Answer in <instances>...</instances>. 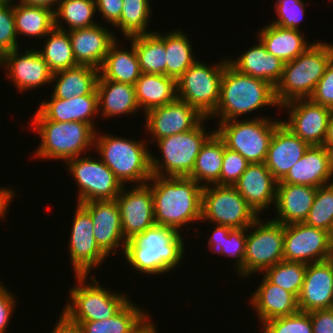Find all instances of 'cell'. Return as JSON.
Segmentation results:
<instances>
[{
  "instance_id": "obj_1",
  "label": "cell",
  "mask_w": 333,
  "mask_h": 333,
  "mask_svg": "<svg viewBox=\"0 0 333 333\" xmlns=\"http://www.w3.org/2000/svg\"><path fill=\"white\" fill-rule=\"evenodd\" d=\"M153 194L156 225L167 226L181 233L182 226L201 221L202 192L199 183L190 177L152 175L149 182ZM180 229V231H179Z\"/></svg>"
},
{
  "instance_id": "obj_2",
  "label": "cell",
  "mask_w": 333,
  "mask_h": 333,
  "mask_svg": "<svg viewBox=\"0 0 333 333\" xmlns=\"http://www.w3.org/2000/svg\"><path fill=\"white\" fill-rule=\"evenodd\" d=\"M181 235L173 228L155 224L128 240L123 254L133 269L147 275H160L181 265L185 255Z\"/></svg>"
},
{
  "instance_id": "obj_3",
  "label": "cell",
  "mask_w": 333,
  "mask_h": 333,
  "mask_svg": "<svg viewBox=\"0 0 333 333\" xmlns=\"http://www.w3.org/2000/svg\"><path fill=\"white\" fill-rule=\"evenodd\" d=\"M263 106L279 107L275 87L263 79L242 74L227 63L221 79L219 102L209 117L226 122Z\"/></svg>"
},
{
  "instance_id": "obj_4",
  "label": "cell",
  "mask_w": 333,
  "mask_h": 333,
  "mask_svg": "<svg viewBox=\"0 0 333 333\" xmlns=\"http://www.w3.org/2000/svg\"><path fill=\"white\" fill-rule=\"evenodd\" d=\"M332 59L333 44L316 41L296 59L284 63L282 77L275 86L279 106L310 98Z\"/></svg>"
},
{
  "instance_id": "obj_5",
  "label": "cell",
  "mask_w": 333,
  "mask_h": 333,
  "mask_svg": "<svg viewBox=\"0 0 333 333\" xmlns=\"http://www.w3.org/2000/svg\"><path fill=\"white\" fill-rule=\"evenodd\" d=\"M98 133L93 148L123 186L129 182L142 185L151 179V153L147 143Z\"/></svg>"
},
{
  "instance_id": "obj_6",
  "label": "cell",
  "mask_w": 333,
  "mask_h": 333,
  "mask_svg": "<svg viewBox=\"0 0 333 333\" xmlns=\"http://www.w3.org/2000/svg\"><path fill=\"white\" fill-rule=\"evenodd\" d=\"M32 124L41 138L35 157L66 162L94 146L96 130L87 123L32 120Z\"/></svg>"
},
{
  "instance_id": "obj_7",
  "label": "cell",
  "mask_w": 333,
  "mask_h": 333,
  "mask_svg": "<svg viewBox=\"0 0 333 333\" xmlns=\"http://www.w3.org/2000/svg\"><path fill=\"white\" fill-rule=\"evenodd\" d=\"M87 276L75 275L77 284L69 289L71 300L64 306L61 313L69 322L108 319L130 300L126 293L118 294L116 291H108L109 289L102 287L93 276H90V283L86 282Z\"/></svg>"
},
{
  "instance_id": "obj_8",
  "label": "cell",
  "mask_w": 333,
  "mask_h": 333,
  "mask_svg": "<svg viewBox=\"0 0 333 333\" xmlns=\"http://www.w3.org/2000/svg\"><path fill=\"white\" fill-rule=\"evenodd\" d=\"M205 117L194 129L157 140L161 159L151 154L152 175L162 177H188L195 165L202 145L215 132L205 131ZM164 169V172H163ZM165 173V174H163Z\"/></svg>"
},
{
  "instance_id": "obj_9",
  "label": "cell",
  "mask_w": 333,
  "mask_h": 333,
  "mask_svg": "<svg viewBox=\"0 0 333 333\" xmlns=\"http://www.w3.org/2000/svg\"><path fill=\"white\" fill-rule=\"evenodd\" d=\"M281 120L263 117L219 122L215 132L225 147L237 151L249 163H265L268 147L274 130Z\"/></svg>"
},
{
  "instance_id": "obj_10",
  "label": "cell",
  "mask_w": 333,
  "mask_h": 333,
  "mask_svg": "<svg viewBox=\"0 0 333 333\" xmlns=\"http://www.w3.org/2000/svg\"><path fill=\"white\" fill-rule=\"evenodd\" d=\"M227 63L226 58L212 66L197 60L176 81L177 98L209 118L219 102L221 79Z\"/></svg>"
},
{
  "instance_id": "obj_11",
  "label": "cell",
  "mask_w": 333,
  "mask_h": 333,
  "mask_svg": "<svg viewBox=\"0 0 333 333\" xmlns=\"http://www.w3.org/2000/svg\"><path fill=\"white\" fill-rule=\"evenodd\" d=\"M260 218L261 216L247 228L245 278L256 272L262 273L284 260V225L273 219L264 222Z\"/></svg>"
},
{
  "instance_id": "obj_12",
  "label": "cell",
  "mask_w": 333,
  "mask_h": 333,
  "mask_svg": "<svg viewBox=\"0 0 333 333\" xmlns=\"http://www.w3.org/2000/svg\"><path fill=\"white\" fill-rule=\"evenodd\" d=\"M258 217L234 186L209 185L203 188L201 221L247 229Z\"/></svg>"
},
{
  "instance_id": "obj_13",
  "label": "cell",
  "mask_w": 333,
  "mask_h": 333,
  "mask_svg": "<svg viewBox=\"0 0 333 333\" xmlns=\"http://www.w3.org/2000/svg\"><path fill=\"white\" fill-rule=\"evenodd\" d=\"M66 165L79 186L78 204L115 200L123 188L115 174L99 157L78 156L67 160Z\"/></svg>"
},
{
  "instance_id": "obj_14",
  "label": "cell",
  "mask_w": 333,
  "mask_h": 333,
  "mask_svg": "<svg viewBox=\"0 0 333 333\" xmlns=\"http://www.w3.org/2000/svg\"><path fill=\"white\" fill-rule=\"evenodd\" d=\"M333 235L321 228L294 223L284 225L285 261L304 264L332 258Z\"/></svg>"
},
{
  "instance_id": "obj_15",
  "label": "cell",
  "mask_w": 333,
  "mask_h": 333,
  "mask_svg": "<svg viewBox=\"0 0 333 333\" xmlns=\"http://www.w3.org/2000/svg\"><path fill=\"white\" fill-rule=\"evenodd\" d=\"M288 111L282 124L310 146L323 145L332 109L313 102L310 98L296 99L281 105Z\"/></svg>"
},
{
  "instance_id": "obj_16",
  "label": "cell",
  "mask_w": 333,
  "mask_h": 333,
  "mask_svg": "<svg viewBox=\"0 0 333 333\" xmlns=\"http://www.w3.org/2000/svg\"><path fill=\"white\" fill-rule=\"evenodd\" d=\"M69 241V255L75 275H89L108 255L98 246L90 214L77 203Z\"/></svg>"
},
{
  "instance_id": "obj_17",
  "label": "cell",
  "mask_w": 333,
  "mask_h": 333,
  "mask_svg": "<svg viewBox=\"0 0 333 333\" xmlns=\"http://www.w3.org/2000/svg\"><path fill=\"white\" fill-rule=\"evenodd\" d=\"M123 186L116 197L118 203L122 234L127 242L136 235L156 224L153 207V194L149 181L135 185L130 191Z\"/></svg>"
},
{
  "instance_id": "obj_18",
  "label": "cell",
  "mask_w": 333,
  "mask_h": 333,
  "mask_svg": "<svg viewBox=\"0 0 333 333\" xmlns=\"http://www.w3.org/2000/svg\"><path fill=\"white\" fill-rule=\"evenodd\" d=\"M150 142L194 129L205 117L187 102L176 98L169 104L152 108L144 113Z\"/></svg>"
},
{
  "instance_id": "obj_19",
  "label": "cell",
  "mask_w": 333,
  "mask_h": 333,
  "mask_svg": "<svg viewBox=\"0 0 333 333\" xmlns=\"http://www.w3.org/2000/svg\"><path fill=\"white\" fill-rule=\"evenodd\" d=\"M15 49L0 57V66L6 68L7 79L22 91L37 89L44 84H51L52 72L46 61L36 49H26L24 54Z\"/></svg>"
},
{
  "instance_id": "obj_20",
  "label": "cell",
  "mask_w": 333,
  "mask_h": 333,
  "mask_svg": "<svg viewBox=\"0 0 333 333\" xmlns=\"http://www.w3.org/2000/svg\"><path fill=\"white\" fill-rule=\"evenodd\" d=\"M298 306L300 311L308 313L333 308L332 259L307 264Z\"/></svg>"
},
{
  "instance_id": "obj_21",
  "label": "cell",
  "mask_w": 333,
  "mask_h": 333,
  "mask_svg": "<svg viewBox=\"0 0 333 333\" xmlns=\"http://www.w3.org/2000/svg\"><path fill=\"white\" fill-rule=\"evenodd\" d=\"M91 216L94 237L98 246L107 254L115 255L120 247L124 253L126 241L122 234L121 218L116 200L89 201L80 204Z\"/></svg>"
},
{
  "instance_id": "obj_22",
  "label": "cell",
  "mask_w": 333,
  "mask_h": 333,
  "mask_svg": "<svg viewBox=\"0 0 333 333\" xmlns=\"http://www.w3.org/2000/svg\"><path fill=\"white\" fill-rule=\"evenodd\" d=\"M332 177L333 154L323 145H313L309 146L303 157L278 184H298L318 188L332 183Z\"/></svg>"
},
{
  "instance_id": "obj_23",
  "label": "cell",
  "mask_w": 333,
  "mask_h": 333,
  "mask_svg": "<svg viewBox=\"0 0 333 333\" xmlns=\"http://www.w3.org/2000/svg\"><path fill=\"white\" fill-rule=\"evenodd\" d=\"M99 114L98 95L86 94L69 99L55 98L42 101L33 120H50L55 122H83L95 126L94 115Z\"/></svg>"
},
{
  "instance_id": "obj_24",
  "label": "cell",
  "mask_w": 333,
  "mask_h": 333,
  "mask_svg": "<svg viewBox=\"0 0 333 333\" xmlns=\"http://www.w3.org/2000/svg\"><path fill=\"white\" fill-rule=\"evenodd\" d=\"M277 185L265 163H250L234 187L259 216L271 204L275 205Z\"/></svg>"
},
{
  "instance_id": "obj_25",
  "label": "cell",
  "mask_w": 333,
  "mask_h": 333,
  "mask_svg": "<svg viewBox=\"0 0 333 333\" xmlns=\"http://www.w3.org/2000/svg\"><path fill=\"white\" fill-rule=\"evenodd\" d=\"M309 144L295 136L282 123L274 130L265 160L266 167L280 182L303 157Z\"/></svg>"
},
{
  "instance_id": "obj_26",
  "label": "cell",
  "mask_w": 333,
  "mask_h": 333,
  "mask_svg": "<svg viewBox=\"0 0 333 333\" xmlns=\"http://www.w3.org/2000/svg\"><path fill=\"white\" fill-rule=\"evenodd\" d=\"M71 47L78 65L100 69L116 35L102 24L68 31Z\"/></svg>"
},
{
  "instance_id": "obj_27",
  "label": "cell",
  "mask_w": 333,
  "mask_h": 333,
  "mask_svg": "<svg viewBox=\"0 0 333 333\" xmlns=\"http://www.w3.org/2000/svg\"><path fill=\"white\" fill-rule=\"evenodd\" d=\"M250 298L249 302L257 312V317L262 324L268 320L293 315L300 311L298 298L293 293L274 285L265 276Z\"/></svg>"
},
{
  "instance_id": "obj_28",
  "label": "cell",
  "mask_w": 333,
  "mask_h": 333,
  "mask_svg": "<svg viewBox=\"0 0 333 333\" xmlns=\"http://www.w3.org/2000/svg\"><path fill=\"white\" fill-rule=\"evenodd\" d=\"M317 188L308 185L278 184L275 200L277 216L274 221L283 225L302 223L313 205Z\"/></svg>"
},
{
  "instance_id": "obj_29",
  "label": "cell",
  "mask_w": 333,
  "mask_h": 333,
  "mask_svg": "<svg viewBox=\"0 0 333 333\" xmlns=\"http://www.w3.org/2000/svg\"><path fill=\"white\" fill-rule=\"evenodd\" d=\"M227 59L228 63L238 72L263 79L274 87L283 74L284 63L268 52L260 40L237 59Z\"/></svg>"
},
{
  "instance_id": "obj_30",
  "label": "cell",
  "mask_w": 333,
  "mask_h": 333,
  "mask_svg": "<svg viewBox=\"0 0 333 333\" xmlns=\"http://www.w3.org/2000/svg\"><path fill=\"white\" fill-rule=\"evenodd\" d=\"M301 30L283 28L272 23L260 28L258 40L266 50L279 58L283 63L296 59L313 43L308 44ZM307 41V42H306Z\"/></svg>"
},
{
  "instance_id": "obj_31",
  "label": "cell",
  "mask_w": 333,
  "mask_h": 333,
  "mask_svg": "<svg viewBox=\"0 0 333 333\" xmlns=\"http://www.w3.org/2000/svg\"><path fill=\"white\" fill-rule=\"evenodd\" d=\"M98 110L105 118L116 115L135 114L140 107L136 100L134 85L98 80L97 82Z\"/></svg>"
},
{
  "instance_id": "obj_32",
  "label": "cell",
  "mask_w": 333,
  "mask_h": 333,
  "mask_svg": "<svg viewBox=\"0 0 333 333\" xmlns=\"http://www.w3.org/2000/svg\"><path fill=\"white\" fill-rule=\"evenodd\" d=\"M99 70L87 65H77L52 74L55 98L69 99L86 94H97Z\"/></svg>"
},
{
  "instance_id": "obj_33",
  "label": "cell",
  "mask_w": 333,
  "mask_h": 333,
  "mask_svg": "<svg viewBox=\"0 0 333 333\" xmlns=\"http://www.w3.org/2000/svg\"><path fill=\"white\" fill-rule=\"evenodd\" d=\"M117 39L109 47L108 53L104 58L103 64L99 69L98 80H112L120 83L134 85L142 72L139 59L131 42V49H119Z\"/></svg>"
},
{
  "instance_id": "obj_34",
  "label": "cell",
  "mask_w": 333,
  "mask_h": 333,
  "mask_svg": "<svg viewBox=\"0 0 333 333\" xmlns=\"http://www.w3.org/2000/svg\"><path fill=\"white\" fill-rule=\"evenodd\" d=\"M134 87L137 103L143 113L177 98L176 80L166 75L142 73Z\"/></svg>"
},
{
  "instance_id": "obj_35",
  "label": "cell",
  "mask_w": 333,
  "mask_h": 333,
  "mask_svg": "<svg viewBox=\"0 0 333 333\" xmlns=\"http://www.w3.org/2000/svg\"><path fill=\"white\" fill-rule=\"evenodd\" d=\"M224 152L225 144L217 133L214 132L202 145L194 168L188 177L192 178L202 187L220 185V172Z\"/></svg>"
},
{
  "instance_id": "obj_36",
  "label": "cell",
  "mask_w": 333,
  "mask_h": 333,
  "mask_svg": "<svg viewBox=\"0 0 333 333\" xmlns=\"http://www.w3.org/2000/svg\"><path fill=\"white\" fill-rule=\"evenodd\" d=\"M145 313L129 300L108 319L70 323L77 325L82 333H132L148 317Z\"/></svg>"
},
{
  "instance_id": "obj_37",
  "label": "cell",
  "mask_w": 333,
  "mask_h": 333,
  "mask_svg": "<svg viewBox=\"0 0 333 333\" xmlns=\"http://www.w3.org/2000/svg\"><path fill=\"white\" fill-rule=\"evenodd\" d=\"M17 36L46 37L54 28V11L43 6L13 4Z\"/></svg>"
},
{
  "instance_id": "obj_38",
  "label": "cell",
  "mask_w": 333,
  "mask_h": 333,
  "mask_svg": "<svg viewBox=\"0 0 333 333\" xmlns=\"http://www.w3.org/2000/svg\"><path fill=\"white\" fill-rule=\"evenodd\" d=\"M128 39L134 44L142 73L166 75L165 34L153 31Z\"/></svg>"
},
{
  "instance_id": "obj_39",
  "label": "cell",
  "mask_w": 333,
  "mask_h": 333,
  "mask_svg": "<svg viewBox=\"0 0 333 333\" xmlns=\"http://www.w3.org/2000/svg\"><path fill=\"white\" fill-rule=\"evenodd\" d=\"M46 37L45 46L38 51L52 73L78 65L71 47L70 36L62 24L54 25Z\"/></svg>"
},
{
  "instance_id": "obj_40",
  "label": "cell",
  "mask_w": 333,
  "mask_h": 333,
  "mask_svg": "<svg viewBox=\"0 0 333 333\" xmlns=\"http://www.w3.org/2000/svg\"><path fill=\"white\" fill-rule=\"evenodd\" d=\"M166 76L175 79L188 70L196 61L188 36L180 29L165 33Z\"/></svg>"
},
{
  "instance_id": "obj_41",
  "label": "cell",
  "mask_w": 333,
  "mask_h": 333,
  "mask_svg": "<svg viewBox=\"0 0 333 333\" xmlns=\"http://www.w3.org/2000/svg\"><path fill=\"white\" fill-rule=\"evenodd\" d=\"M96 9L95 0H61L54 11V25L65 21L67 31L97 25L93 19Z\"/></svg>"
},
{
  "instance_id": "obj_42",
  "label": "cell",
  "mask_w": 333,
  "mask_h": 333,
  "mask_svg": "<svg viewBox=\"0 0 333 333\" xmlns=\"http://www.w3.org/2000/svg\"><path fill=\"white\" fill-rule=\"evenodd\" d=\"M150 0H123V8L119 21L114 25L122 31L125 38L153 33L147 31L151 16Z\"/></svg>"
},
{
  "instance_id": "obj_43",
  "label": "cell",
  "mask_w": 333,
  "mask_h": 333,
  "mask_svg": "<svg viewBox=\"0 0 333 333\" xmlns=\"http://www.w3.org/2000/svg\"><path fill=\"white\" fill-rule=\"evenodd\" d=\"M307 264L300 262H281L267 268L264 276L274 285L293 293L297 298L300 294Z\"/></svg>"
},
{
  "instance_id": "obj_44",
  "label": "cell",
  "mask_w": 333,
  "mask_h": 333,
  "mask_svg": "<svg viewBox=\"0 0 333 333\" xmlns=\"http://www.w3.org/2000/svg\"><path fill=\"white\" fill-rule=\"evenodd\" d=\"M304 223L333 235V182L317 188L313 205Z\"/></svg>"
},
{
  "instance_id": "obj_45",
  "label": "cell",
  "mask_w": 333,
  "mask_h": 333,
  "mask_svg": "<svg viewBox=\"0 0 333 333\" xmlns=\"http://www.w3.org/2000/svg\"><path fill=\"white\" fill-rule=\"evenodd\" d=\"M262 327V333H313L310 314L302 311L268 320Z\"/></svg>"
},
{
  "instance_id": "obj_46",
  "label": "cell",
  "mask_w": 333,
  "mask_h": 333,
  "mask_svg": "<svg viewBox=\"0 0 333 333\" xmlns=\"http://www.w3.org/2000/svg\"><path fill=\"white\" fill-rule=\"evenodd\" d=\"M15 1H0V57L6 52L19 49L13 11V2L15 3Z\"/></svg>"
},
{
  "instance_id": "obj_47",
  "label": "cell",
  "mask_w": 333,
  "mask_h": 333,
  "mask_svg": "<svg viewBox=\"0 0 333 333\" xmlns=\"http://www.w3.org/2000/svg\"><path fill=\"white\" fill-rule=\"evenodd\" d=\"M247 229L233 228L221 242L222 256L234 258L236 272L244 278V256L246 249Z\"/></svg>"
},
{
  "instance_id": "obj_48",
  "label": "cell",
  "mask_w": 333,
  "mask_h": 333,
  "mask_svg": "<svg viewBox=\"0 0 333 333\" xmlns=\"http://www.w3.org/2000/svg\"><path fill=\"white\" fill-rule=\"evenodd\" d=\"M303 0H276L274 9L278 18L272 24L283 28L300 30V23L303 20L305 12Z\"/></svg>"
},
{
  "instance_id": "obj_49",
  "label": "cell",
  "mask_w": 333,
  "mask_h": 333,
  "mask_svg": "<svg viewBox=\"0 0 333 333\" xmlns=\"http://www.w3.org/2000/svg\"><path fill=\"white\" fill-rule=\"evenodd\" d=\"M249 164L237 151L225 147L220 172V185L234 186Z\"/></svg>"
},
{
  "instance_id": "obj_50",
  "label": "cell",
  "mask_w": 333,
  "mask_h": 333,
  "mask_svg": "<svg viewBox=\"0 0 333 333\" xmlns=\"http://www.w3.org/2000/svg\"><path fill=\"white\" fill-rule=\"evenodd\" d=\"M310 99L333 110V59L328 64L324 75L319 80Z\"/></svg>"
},
{
  "instance_id": "obj_51",
  "label": "cell",
  "mask_w": 333,
  "mask_h": 333,
  "mask_svg": "<svg viewBox=\"0 0 333 333\" xmlns=\"http://www.w3.org/2000/svg\"><path fill=\"white\" fill-rule=\"evenodd\" d=\"M1 283V282H0ZM0 284V333H6L12 313L15 311V296Z\"/></svg>"
},
{
  "instance_id": "obj_52",
  "label": "cell",
  "mask_w": 333,
  "mask_h": 333,
  "mask_svg": "<svg viewBox=\"0 0 333 333\" xmlns=\"http://www.w3.org/2000/svg\"><path fill=\"white\" fill-rule=\"evenodd\" d=\"M313 333H333V308L309 312Z\"/></svg>"
},
{
  "instance_id": "obj_53",
  "label": "cell",
  "mask_w": 333,
  "mask_h": 333,
  "mask_svg": "<svg viewBox=\"0 0 333 333\" xmlns=\"http://www.w3.org/2000/svg\"><path fill=\"white\" fill-rule=\"evenodd\" d=\"M96 8L102 18L108 21L111 26H114L121 17L123 8V0H95Z\"/></svg>"
},
{
  "instance_id": "obj_54",
  "label": "cell",
  "mask_w": 333,
  "mask_h": 333,
  "mask_svg": "<svg viewBox=\"0 0 333 333\" xmlns=\"http://www.w3.org/2000/svg\"><path fill=\"white\" fill-rule=\"evenodd\" d=\"M231 229V227L223 225H216V228L214 227V230L212 231V234L208 240V248L210 251L213 250V253L222 255L221 242Z\"/></svg>"
},
{
  "instance_id": "obj_55",
  "label": "cell",
  "mask_w": 333,
  "mask_h": 333,
  "mask_svg": "<svg viewBox=\"0 0 333 333\" xmlns=\"http://www.w3.org/2000/svg\"><path fill=\"white\" fill-rule=\"evenodd\" d=\"M15 192L10 188H0V218L5 219V213H8V205L11 204L12 198L15 197ZM4 217V218H3Z\"/></svg>"
},
{
  "instance_id": "obj_56",
  "label": "cell",
  "mask_w": 333,
  "mask_h": 333,
  "mask_svg": "<svg viewBox=\"0 0 333 333\" xmlns=\"http://www.w3.org/2000/svg\"><path fill=\"white\" fill-rule=\"evenodd\" d=\"M56 324L51 333H82L77 325L70 323L62 314Z\"/></svg>"
},
{
  "instance_id": "obj_57",
  "label": "cell",
  "mask_w": 333,
  "mask_h": 333,
  "mask_svg": "<svg viewBox=\"0 0 333 333\" xmlns=\"http://www.w3.org/2000/svg\"><path fill=\"white\" fill-rule=\"evenodd\" d=\"M19 1H20L19 3H23V4H27V5L43 6V7H47L49 9L55 11L61 0H19ZM54 5H56V6H54Z\"/></svg>"
},
{
  "instance_id": "obj_58",
  "label": "cell",
  "mask_w": 333,
  "mask_h": 333,
  "mask_svg": "<svg viewBox=\"0 0 333 333\" xmlns=\"http://www.w3.org/2000/svg\"><path fill=\"white\" fill-rule=\"evenodd\" d=\"M323 146L333 154V111L328 121L327 134Z\"/></svg>"
},
{
  "instance_id": "obj_59",
  "label": "cell",
  "mask_w": 333,
  "mask_h": 333,
  "mask_svg": "<svg viewBox=\"0 0 333 333\" xmlns=\"http://www.w3.org/2000/svg\"><path fill=\"white\" fill-rule=\"evenodd\" d=\"M154 322H150L149 316L137 327L134 329L132 333H157L158 329H156Z\"/></svg>"
}]
</instances>
